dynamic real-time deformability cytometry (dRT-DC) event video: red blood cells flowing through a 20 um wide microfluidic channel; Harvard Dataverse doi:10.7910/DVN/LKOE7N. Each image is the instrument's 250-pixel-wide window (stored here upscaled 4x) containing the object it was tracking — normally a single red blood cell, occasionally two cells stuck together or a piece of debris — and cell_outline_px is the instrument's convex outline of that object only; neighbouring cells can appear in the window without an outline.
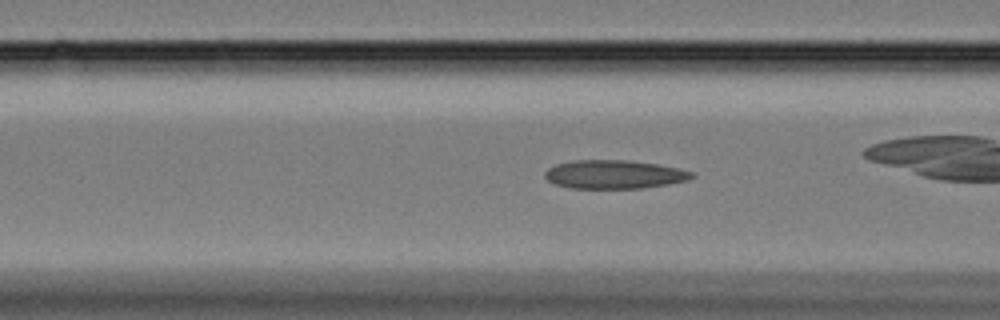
{"species": "Egyptian fruit bat (a non-hibernating species)", "species_latin": "Rousettus aegyptiacus", "temperature_condition": "cold", "stored_images_in_passage": 26, "camera_frame_rate_fps": 3000, "um_per_image_px": 0.085, "animal": {"sex": "female"}, "frame": {"image": 1, "passage_image": 8, "time_ms": 2.333, "image_size_px": [1000, 320], "cell_outline_px": [[696, 176], [688, 180], [668, 184], [640, 188], [568, 188], [556, 184], [548, 180], [544, 176], [544, 172], [548, 168], [556, 164], [572, 160], [624, 160], [656, 164], [676, 168], [692, 172]], "centroid_in_image_um": [52.17, 14.82], "position_along_channel_um": 114.4, "area_um2": 24.33}}
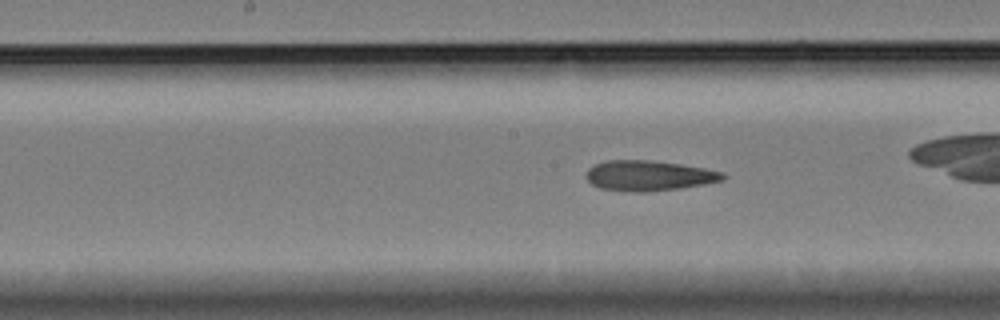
{"frame": {"image": 2, "passage_image": 15, "time_ms": 4.667, "image_size_px": [1000, 320], "cell_outline_px": [[728, 176], [724, 180], [704, 184], [680, 188], [648, 192], [636, 192], [600, 188], [592, 184], [584, 176], [588, 168], [596, 164], [608, 160], [648, 160], [680, 164], [704, 168], [724, 172]], "centroid_in_image_um": [55.17, 14.93], "position_along_channel_um": 193.0, "area_um2": 24.16}}
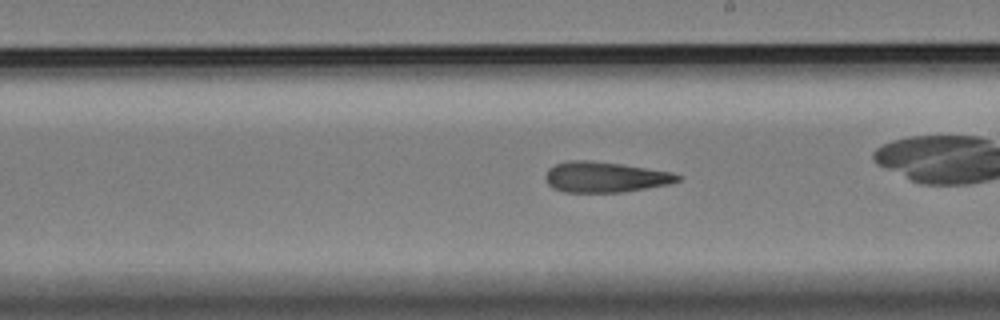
{"frame": {"image": 3, "passage_image": 19, "time_ms": 6.0, "image_size_px": [1000, 320], "cell_outline_px": [[684, 176], [680, 180], [668, 184], [620, 192], [564, 192], [552, 188], [544, 180], [544, 176], [548, 168], [556, 164], [568, 160], [588, 160], [620, 164], [672, 172]], "centroid_in_image_um": [51.39, 15.05], "position_along_channel_um": 237.6, "area_um2": 23.52}}